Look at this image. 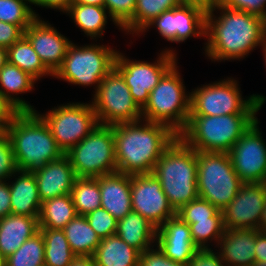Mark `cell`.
Returning <instances> with one entry per match:
<instances>
[{"label":"cell","mask_w":266,"mask_h":266,"mask_svg":"<svg viewBox=\"0 0 266 266\" xmlns=\"http://www.w3.org/2000/svg\"><path fill=\"white\" fill-rule=\"evenodd\" d=\"M220 16L215 17L214 11ZM205 54L212 61L240 60L266 42V19L215 2L206 12Z\"/></svg>","instance_id":"1"},{"label":"cell","mask_w":266,"mask_h":266,"mask_svg":"<svg viewBox=\"0 0 266 266\" xmlns=\"http://www.w3.org/2000/svg\"><path fill=\"white\" fill-rule=\"evenodd\" d=\"M112 126L117 172L128 175L152 173L164 151L178 137L167 125L145 120Z\"/></svg>","instance_id":"2"},{"label":"cell","mask_w":266,"mask_h":266,"mask_svg":"<svg viewBox=\"0 0 266 266\" xmlns=\"http://www.w3.org/2000/svg\"><path fill=\"white\" fill-rule=\"evenodd\" d=\"M4 129L19 171L32 172L65 155L48 125L36 112H16Z\"/></svg>","instance_id":"3"},{"label":"cell","mask_w":266,"mask_h":266,"mask_svg":"<svg viewBox=\"0 0 266 266\" xmlns=\"http://www.w3.org/2000/svg\"><path fill=\"white\" fill-rule=\"evenodd\" d=\"M152 174L175 212L197 199V155L179 136L159 158Z\"/></svg>","instance_id":"4"},{"label":"cell","mask_w":266,"mask_h":266,"mask_svg":"<svg viewBox=\"0 0 266 266\" xmlns=\"http://www.w3.org/2000/svg\"><path fill=\"white\" fill-rule=\"evenodd\" d=\"M257 119L256 114L189 116L178 136L196 151L228 153Z\"/></svg>","instance_id":"5"},{"label":"cell","mask_w":266,"mask_h":266,"mask_svg":"<svg viewBox=\"0 0 266 266\" xmlns=\"http://www.w3.org/2000/svg\"><path fill=\"white\" fill-rule=\"evenodd\" d=\"M177 68L176 62L150 92L142 120L165 124L179 135L189 121L190 93Z\"/></svg>","instance_id":"6"},{"label":"cell","mask_w":266,"mask_h":266,"mask_svg":"<svg viewBox=\"0 0 266 266\" xmlns=\"http://www.w3.org/2000/svg\"><path fill=\"white\" fill-rule=\"evenodd\" d=\"M233 77L206 84L190 92L189 116L257 114L266 97L253 94L244 99Z\"/></svg>","instance_id":"7"},{"label":"cell","mask_w":266,"mask_h":266,"mask_svg":"<svg viewBox=\"0 0 266 266\" xmlns=\"http://www.w3.org/2000/svg\"><path fill=\"white\" fill-rule=\"evenodd\" d=\"M197 155L198 196L222 211L242 186L226 152H201Z\"/></svg>","instance_id":"8"},{"label":"cell","mask_w":266,"mask_h":266,"mask_svg":"<svg viewBox=\"0 0 266 266\" xmlns=\"http://www.w3.org/2000/svg\"><path fill=\"white\" fill-rule=\"evenodd\" d=\"M117 52L103 44L77 46L71 43L53 77L79 86L96 84V92L101 80L114 68Z\"/></svg>","instance_id":"9"},{"label":"cell","mask_w":266,"mask_h":266,"mask_svg":"<svg viewBox=\"0 0 266 266\" xmlns=\"http://www.w3.org/2000/svg\"><path fill=\"white\" fill-rule=\"evenodd\" d=\"M65 155L77 177L96 178L117 172L113 126L97 124Z\"/></svg>","instance_id":"10"},{"label":"cell","mask_w":266,"mask_h":266,"mask_svg":"<svg viewBox=\"0 0 266 266\" xmlns=\"http://www.w3.org/2000/svg\"><path fill=\"white\" fill-rule=\"evenodd\" d=\"M92 100L98 124L114 125L142 120V110L115 68L101 80Z\"/></svg>","instance_id":"11"},{"label":"cell","mask_w":266,"mask_h":266,"mask_svg":"<svg viewBox=\"0 0 266 266\" xmlns=\"http://www.w3.org/2000/svg\"><path fill=\"white\" fill-rule=\"evenodd\" d=\"M48 125L58 147L66 154L97 126L92 104L67 103L54 107L46 114L35 111Z\"/></svg>","instance_id":"12"},{"label":"cell","mask_w":266,"mask_h":266,"mask_svg":"<svg viewBox=\"0 0 266 266\" xmlns=\"http://www.w3.org/2000/svg\"><path fill=\"white\" fill-rule=\"evenodd\" d=\"M175 50L165 49L154 63L132 61L117 52L114 68L122 75L130 89L133 100L142 110L149 100V94L163 75L177 62Z\"/></svg>","instance_id":"13"},{"label":"cell","mask_w":266,"mask_h":266,"mask_svg":"<svg viewBox=\"0 0 266 266\" xmlns=\"http://www.w3.org/2000/svg\"><path fill=\"white\" fill-rule=\"evenodd\" d=\"M207 7L198 2L185 1L163 12L141 32L156 26L159 34L169 42H185L188 38L205 37Z\"/></svg>","instance_id":"14"},{"label":"cell","mask_w":266,"mask_h":266,"mask_svg":"<svg viewBox=\"0 0 266 266\" xmlns=\"http://www.w3.org/2000/svg\"><path fill=\"white\" fill-rule=\"evenodd\" d=\"M258 119L228 152L233 169L243 183L266 182V142Z\"/></svg>","instance_id":"15"},{"label":"cell","mask_w":266,"mask_h":266,"mask_svg":"<svg viewBox=\"0 0 266 266\" xmlns=\"http://www.w3.org/2000/svg\"><path fill=\"white\" fill-rule=\"evenodd\" d=\"M131 203L132 211L146 218L157 229L176 215L161 182L152 173L131 175Z\"/></svg>","instance_id":"16"},{"label":"cell","mask_w":266,"mask_h":266,"mask_svg":"<svg viewBox=\"0 0 266 266\" xmlns=\"http://www.w3.org/2000/svg\"><path fill=\"white\" fill-rule=\"evenodd\" d=\"M266 200L265 183H242L234 199L222 210L225 229L259 230Z\"/></svg>","instance_id":"17"},{"label":"cell","mask_w":266,"mask_h":266,"mask_svg":"<svg viewBox=\"0 0 266 266\" xmlns=\"http://www.w3.org/2000/svg\"><path fill=\"white\" fill-rule=\"evenodd\" d=\"M28 39L45 67L54 75L63 63L72 43L50 23L36 18L25 30Z\"/></svg>","instance_id":"18"},{"label":"cell","mask_w":266,"mask_h":266,"mask_svg":"<svg viewBox=\"0 0 266 266\" xmlns=\"http://www.w3.org/2000/svg\"><path fill=\"white\" fill-rule=\"evenodd\" d=\"M155 245L169 259L186 265L199 249L192 239L189 225L178 215L169 218L157 229Z\"/></svg>","instance_id":"19"},{"label":"cell","mask_w":266,"mask_h":266,"mask_svg":"<svg viewBox=\"0 0 266 266\" xmlns=\"http://www.w3.org/2000/svg\"><path fill=\"white\" fill-rule=\"evenodd\" d=\"M37 181L42 202L54 197L70 194L77 178L66 155L32 171Z\"/></svg>","instance_id":"20"},{"label":"cell","mask_w":266,"mask_h":266,"mask_svg":"<svg viewBox=\"0 0 266 266\" xmlns=\"http://www.w3.org/2000/svg\"><path fill=\"white\" fill-rule=\"evenodd\" d=\"M252 228L225 229L218 242L220 257L226 266H251L255 261L256 236Z\"/></svg>","instance_id":"21"},{"label":"cell","mask_w":266,"mask_h":266,"mask_svg":"<svg viewBox=\"0 0 266 266\" xmlns=\"http://www.w3.org/2000/svg\"><path fill=\"white\" fill-rule=\"evenodd\" d=\"M101 192V207L117 221L132 211L131 175L115 172L96 177Z\"/></svg>","instance_id":"22"},{"label":"cell","mask_w":266,"mask_h":266,"mask_svg":"<svg viewBox=\"0 0 266 266\" xmlns=\"http://www.w3.org/2000/svg\"><path fill=\"white\" fill-rule=\"evenodd\" d=\"M35 81L30 74L7 62L0 69V95L16 112H35L29 102L13 95L32 91Z\"/></svg>","instance_id":"23"},{"label":"cell","mask_w":266,"mask_h":266,"mask_svg":"<svg viewBox=\"0 0 266 266\" xmlns=\"http://www.w3.org/2000/svg\"><path fill=\"white\" fill-rule=\"evenodd\" d=\"M15 175L18 177L9 183L12 214L39 218L42 201L34 173L18 170Z\"/></svg>","instance_id":"24"},{"label":"cell","mask_w":266,"mask_h":266,"mask_svg":"<svg viewBox=\"0 0 266 266\" xmlns=\"http://www.w3.org/2000/svg\"><path fill=\"white\" fill-rule=\"evenodd\" d=\"M39 218L9 214L0 218V255L8 258L39 232Z\"/></svg>","instance_id":"25"},{"label":"cell","mask_w":266,"mask_h":266,"mask_svg":"<svg viewBox=\"0 0 266 266\" xmlns=\"http://www.w3.org/2000/svg\"><path fill=\"white\" fill-rule=\"evenodd\" d=\"M115 234L142 253L155 246L152 244L156 242L157 228L139 213L131 211L118 220Z\"/></svg>","instance_id":"26"},{"label":"cell","mask_w":266,"mask_h":266,"mask_svg":"<svg viewBox=\"0 0 266 266\" xmlns=\"http://www.w3.org/2000/svg\"><path fill=\"white\" fill-rule=\"evenodd\" d=\"M140 252L117 234L101 239L93 257L97 266H139Z\"/></svg>","instance_id":"27"},{"label":"cell","mask_w":266,"mask_h":266,"mask_svg":"<svg viewBox=\"0 0 266 266\" xmlns=\"http://www.w3.org/2000/svg\"><path fill=\"white\" fill-rule=\"evenodd\" d=\"M66 14L70 15L76 26L91 39L102 37L108 21L107 17H110L115 26L121 29L111 16H107L109 13L105 6L72 3Z\"/></svg>","instance_id":"28"},{"label":"cell","mask_w":266,"mask_h":266,"mask_svg":"<svg viewBox=\"0 0 266 266\" xmlns=\"http://www.w3.org/2000/svg\"><path fill=\"white\" fill-rule=\"evenodd\" d=\"M76 256H93L100 238L83 215H77L62 229Z\"/></svg>","instance_id":"29"},{"label":"cell","mask_w":266,"mask_h":266,"mask_svg":"<svg viewBox=\"0 0 266 266\" xmlns=\"http://www.w3.org/2000/svg\"><path fill=\"white\" fill-rule=\"evenodd\" d=\"M184 2L185 0H136L133 16L121 27V30L128 34L139 35L163 12L180 6Z\"/></svg>","instance_id":"30"},{"label":"cell","mask_w":266,"mask_h":266,"mask_svg":"<svg viewBox=\"0 0 266 266\" xmlns=\"http://www.w3.org/2000/svg\"><path fill=\"white\" fill-rule=\"evenodd\" d=\"M77 215L70 194L54 197L42 202L39 228L62 230Z\"/></svg>","instance_id":"31"},{"label":"cell","mask_w":266,"mask_h":266,"mask_svg":"<svg viewBox=\"0 0 266 266\" xmlns=\"http://www.w3.org/2000/svg\"><path fill=\"white\" fill-rule=\"evenodd\" d=\"M7 59L36 80L46 75L53 76L24 35L7 49Z\"/></svg>","instance_id":"32"},{"label":"cell","mask_w":266,"mask_h":266,"mask_svg":"<svg viewBox=\"0 0 266 266\" xmlns=\"http://www.w3.org/2000/svg\"><path fill=\"white\" fill-rule=\"evenodd\" d=\"M43 235L45 266H68L76 257L63 230L39 228Z\"/></svg>","instance_id":"33"},{"label":"cell","mask_w":266,"mask_h":266,"mask_svg":"<svg viewBox=\"0 0 266 266\" xmlns=\"http://www.w3.org/2000/svg\"><path fill=\"white\" fill-rule=\"evenodd\" d=\"M70 195L78 215L85 216L101 207V192L97 178L77 177Z\"/></svg>","instance_id":"34"},{"label":"cell","mask_w":266,"mask_h":266,"mask_svg":"<svg viewBox=\"0 0 266 266\" xmlns=\"http://www.w3.org/2000/svg\"><path fill=\"white\" fill-rule=\"evenodd\" d=\"M45 244L39 231L27 239L19 249L6 258L7 266H45Z\"/></svg>","instance_id":"35"},{"label":"cell","mask_w":266,"mask_h":266,"mask_svg":"<svg viewBox=\"0 0 266 266\" xmlns=\"http://www.w3.org/2000/svg\"><path fill=\"white\" fill-rule=\"evenodd\" d=\"M195 245L199 249H207L210 243L214 240L217 244L224 233V222L222 211H218L209 220L197 221V223L188 224Z\"/></svg>","instance_id":"36"},{"label":"cell","mask_w":266,"mask_h":266,"mask_svg":"<svg viewBox=\"0 0 266 266\" xmlns=\"http://www.w3.org/2000/svg\"><path fill=\"white\" fill-rule=\"evenodd\" d=\"M28 3L29 0H0V21L18 25L24 31L38 18Z\"/></svg>","instance_id":"37"},{"label":"cell","mask_w":266,"mask_h":266,"mask_svg":"<svg viewBox=\"0 0 266 266\" xmlns=\"http://www.w3.org/2000/svg\"><path fill=\"white\" fill-rule=\"evenodd\" d=\"M219 210L207 200L198 197L195 200L184 205L176 212L184 222L187 224L197 223V221L209 220Z\"/></svg>","instance_id":"38"},{"label":"cell","mask_w":266,"mask_h":266,"mask_svg":"<svg viewBox=\"0 0 266 266\" xmlns=\"http://www.w3.org/2000/svg\"><path fill=\"white\" fill-rule=\"evenodd\" d=\"M85 217L100 240L116 233L118 221L104 208H97Z\"/></svg>","instance_id":"39"},{"label":"cell","mask_w":266,"mask_h":266,"mask_svg":"<svg viewBox=\"0 0 266 266\" xmlns=\"http://www.w3.org/2000/svg\"><path fill=\"white\" fill-rule=\"evenodd\" d=\"M18 171L10 138L5 129L0 130V181L16 177ZM7 179V180H6Z\"/></svg>","instance_id":"40"},{"label":"cell","mask_w":266,"mask_h":266,"mask_svg":"<svg viewBox=\"0 0 266 266\" xmlns=\"http://www.w3.org/2000/svg\"><path fill=\"white\" fill-rule=\"evenodd\" d=\"M109 16L122 27L134 13L136 0H105Z\"/></svg>","instance_id":"41"},{"label":"cell","mask_w":266,"mask_h":266,"mask_svg":"<svg viewBox=\"0 0 266 266\" xmlns=\"http://www.w3.org/2000/svg\"><path fill=\"white\" fill-rule=\"evenodd\" d=\"M217 2L226 8L244 11L266 19V0H217Z\"/></svg>","instance_id":"42"},{"label":"cell","mask_w":266,"mask_h":266,"mask_svg":"<svg viewBox=\"0 0 266 266\" xmlns=\"http://www.w3.org/2000/svg\"><path fill=\"white\" fill-rule=\"evenodd\" d=\"M140 253L139 266H186L184 263L175 262L169 259L160 249L156 246Z\"/></svg>","instance_id":"43"},{"label":"cell","mask_w":266,"mask_h":266,"mask_svg":"<svg viewBox=\"0 0 266 266\" xmlns=\"http://www.w3.org/2000/svg\"><path fill=\"white\" fill-rule=\"evenodd\" d=\"M186 266H226L220 254L211 248L198 249Z\"/></svg>","instance_id":"44"},{"label":"cell","mask_w":266,"mask_h":266,"mask_svg":"<svg viewBox=\"0 0 266 266\" xmlns=\"http://www.w3.org/2000/svg\"><path fill=\"white\" fill-rule=\"evenodd\" d=\"M24 35V31L15 24L0 21V46L8 49Z\"/></svg>","instance_id":"45"},{"label":"cell","mask_w":266,"mask_h":266,"mask_svg":"<svg viewBox=\"0 0 266 266\" xmlns=\"http://www.w3.org/2000/svg\"><path fill=\"white\" fill-rule=\"evenodd\" d=\"M9 182L0 181V218H4L11 212V195L9 189Z\"/></svg>","instance_id":"46"},{"label":"cell","mask_w":266,"mask_h":266,"mask_svg":"<svg viewBox=\"0 0 266 266\" xmlns=\"http://www.w3.org/2000/svg\"><path fill=\"white\" fill-rule=\"evenodd\" d=\"M73 0H29V4L67 12Z\"/></svg>","instance_id":"47"},{"label":"cell","mask_w":266,"mask_h":266,"mask_svg":"<svg viewBox=\"0 0 266 266\" xmlns=\"http://www.w3.org/2000/svg\"><path fill=\"white\" fill-rule=\"evenodd\" d=\"M15 113L16 111L0 95V130L5 128Z\"/></svg>","instance_id":"48"},{"label":"cell","mask_w":266,"mask_h":266,"mask_svg":"<svg viewBox=\"0 0 266 266\" xmlns=\"http://www.w3.org/2000/svg\"><path fill=\"white\" fill-rule=\"evenodd\" d=\"M255 260L266 262V233L260 232L256 236Z\"/></svg>","instance_id":"49"},{"label":"cell","mask_w":266,"mask_h":266,"mask_svg":"<svg viewBox=\"0 0 266 266\" xmlns=\"http://www.w3.org/2000/svg\"><path fill=\"white\" fill-rule=\"evenodd\" d=\"M68 266H97L93 256H76Z\"/></svg>","instance_id":"50"},{"label":"cell","mask_w":266,"mask_h":266,"mask_svg":"<svg viewBox=\"0 0 266 266\" xmlns=\"http://www.w3.org/2000/svg\"><path fill=\"white\" fill-rule=\"evenodd\" d=\"M73 3L104 6L105 0H73Z\"/></svg>","instance_id":"51"},{"label":"cell","mask_w":266,"mask_h":266,"mask_svg":"<svg viewBox=\"0 0 266 266\" xmlns=\"http://www.w3.org/2000/svg\"><path fill=\"white\" fill-rule=\"evenodd\" d=\"M8 62L7 49L0 46V69Z\"/></svg>","instance_id":"52"},{"label":"cell","mask_w":266,"mask_h":266,"mask_svg":"<svg viewBox=\"0 0 266 266\" xmlns=\"http://www.w3.org/2000/svg\"><path fill=\"white\" fill-rule=\"evenodd\" d=\"M259 230L261 232H265L266 233V200H265V204H264V207H263L262 219H261V222L259 224Z\"/></svg>","instance_id":"53"},{"label":"cell","mask_w":266,"mask_h":266,"mask_svg":"<svg viewBox=\"0 0 266 266\" xmlns=\"http://www.w3.org/2000/svg\"><path fill=\"white\" fill-rule=\"evenodd\" d=\"M187 2H198L204 4L206 7L210 6L211 4L217 2V0H185Z\"/></svg>","instance_id":"54"},{"label":"cell","mask_w":266,"mask_h":266,"mask_svg":"<svg viewBox=\"0 0 266 266\" xmlns=\"http://www.w3.org/2000/svg\"><path fill=\"white\" fill-rule=\"evenodd\" d=\"M251 266H266V262H261V261H258V260H255Z\"/></svg>","instance_id":"55"},{"label":"cell","mask_w":266,"mask_h":266,"mask_svg":"<svg viewBox=\"0 0 266 266\" xmlns=\"http://www.w3.org/2000/svg\"><path fill=\"white\" fill-rule=\"evenodd\" d=\"M0 266H7L6 265V258L2 257L1 255H0Z\"/></svg>","instance_id":"56"},{"label":"cell","mask_w":266,"mask_h":266,"mask_svg":"<svg viewBox=\"0 0 266 266\" xmlns=\"http://www.w3.org/2000/svg\"><path fill=\"white\" fill-rule=\"evenodd\" d=\"M262 50H263V54H264V61H265V66H266V42L265 44L262 46Z\"/></svg>","instance_id":"57"}]
</instances>
